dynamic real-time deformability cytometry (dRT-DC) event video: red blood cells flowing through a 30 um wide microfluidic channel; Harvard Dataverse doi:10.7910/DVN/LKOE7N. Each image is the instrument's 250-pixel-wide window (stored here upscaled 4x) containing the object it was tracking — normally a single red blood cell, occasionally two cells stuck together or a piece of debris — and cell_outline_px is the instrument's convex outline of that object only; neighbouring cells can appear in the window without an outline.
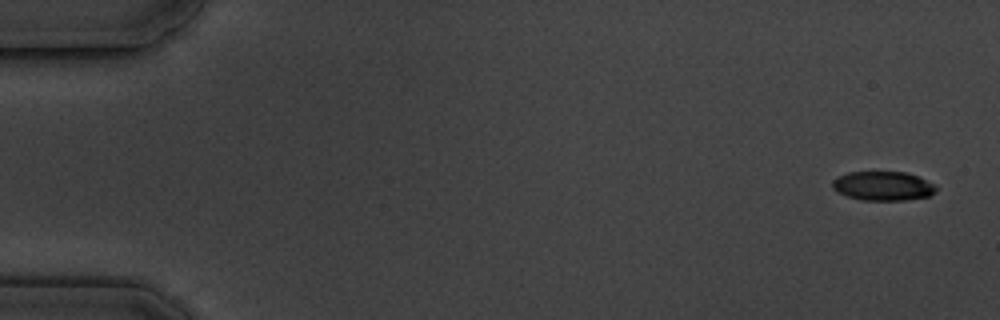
{"species": "common noctule bat (a hibernating species)", "species_latin": "Nyctalus noctula", "temperature_condition": "cold", "stored_images_in_passage": 9, "camera_frame_rate_fps": 3000, "um_per_image_px": 0.085, "animal": {"sex": "male", "body_mass_g": 19.5, "forearm_length_mm": 54.6}, "frame": {"image": 1, "passage_image": 1, "time_ms": 0.0, "image_size_px": [1000, 320], "cell_outline_px": [[936, 192], [932, 196], [904, 200], [860, 200], [836, 192], [832, 188], [832, 180], [848, 172], [904, 172], [916, 176], [936, 184]], "centroid_in_image_um": [75.06, 15.82], "position_along_channel_um": 9.9, "area_um2": 17.69}}
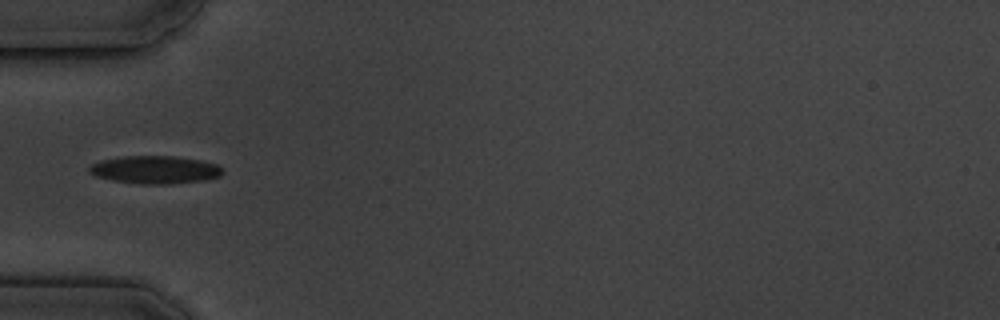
{"frame": {"image": 2, "passage_image": 6, "time_ms": 5.667, "image_size_px": [1000, 320], "cell_outline_px": [[224, 172], [220, 176], [204, 180], [168, 184], [140, 184], [112, 180], [96, 176], [88, 172], [88, 168], [92, 164], [100, 160], [124, 156], [172, 156], [204, 160], [216, 164]], "centroid_in_image_um": [13.17, 14.42], "position_along_channel_um": 71.8, "area_um2": 21.68}}